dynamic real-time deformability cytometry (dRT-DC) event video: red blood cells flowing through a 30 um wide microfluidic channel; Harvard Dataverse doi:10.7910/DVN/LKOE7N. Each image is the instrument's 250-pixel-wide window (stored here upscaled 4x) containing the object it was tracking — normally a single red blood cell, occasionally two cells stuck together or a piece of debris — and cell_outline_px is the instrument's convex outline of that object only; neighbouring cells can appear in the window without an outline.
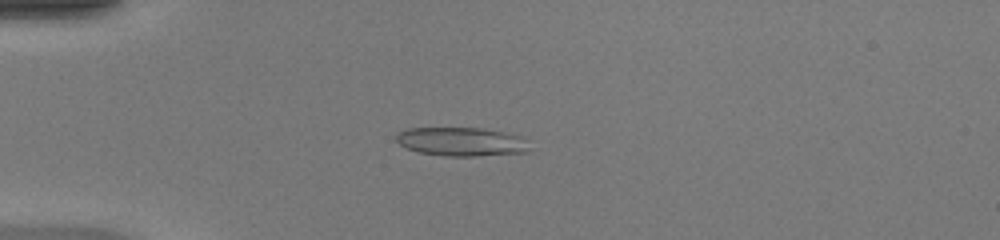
{"species": "common noctule bat (a hibernating species)", "species_latin": "Nyctalus noctula", "temperature_condition": "warm", "stored_images_in_passage": 48, "camera_frame_rate_fps": 3000, "um_per_image_px": 0.085, "animal": {"sex": "female", "body_mass_g": 20.0, "forearm_length_mm": 54.0}, "frame": {"image": 1, "passage_image": 13, "time_ms": 4.0, "image_size_px": [1000, 240], "cell_outline_px": [[528, 152], [472, 156], [444, 156], [416, 152], [400, 144], [396, 140], [396, 132], [408, 128], [480, 128], [524, 136]], "centroid_in_image_um": [39.17, 12.04], "position_along_channel_um": 45.8, "area_um2": 22.25}}
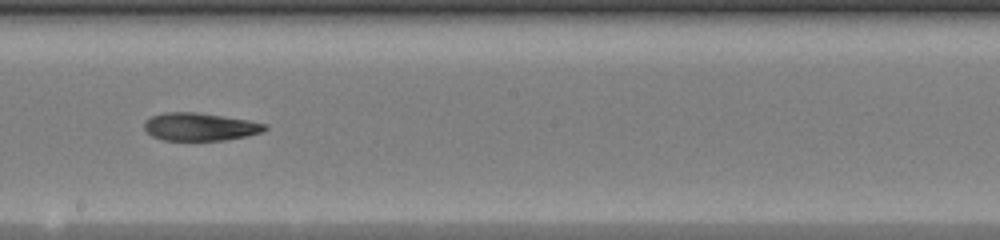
{"frame": {"image": 2, "passage_image": 28, "time_ms": 9.0, "image_size_px": [1000, 240], "cell_outline_px": [[268, 128], [260, 132], [244, 136], [224, 140], [164, 140], [152, 136], [144, 128], [144, 120], [152, 116], [164, 112], [196, 112], [224, 116], [248, 120], [268, 124]], "centroid_in_image_um": [16.97, 10.76], "position_along_channel_um": 231.2, "area_um2": 19.48}}
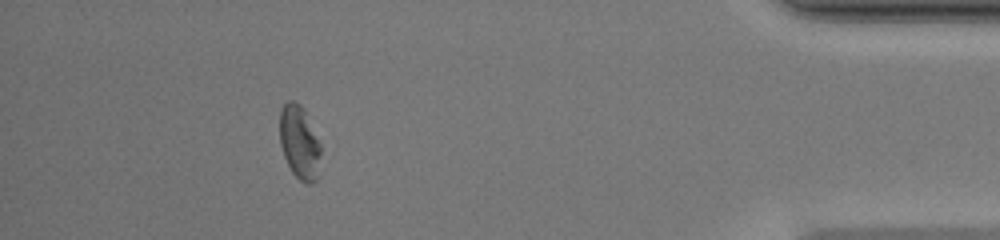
{"frame": {"image": 3, "passage_image": 44, "time_ms": 14.333, "image_size_px": [1000, 240], "cell_outline_px": [[324, 144], [316, 180], [312, 184], [304, 184], [292, 172], [284, 156], [280, 144], [280, 108], [288, 100], [292, 100], [300, 104], [304, 108]], "centroid_in_image_um": [25.51, 12.08], "position_along_channel_um": 409.7, "area_um2": 18.44}, "authors_computed_cell_mechanics": {"area_um2": 20.9236, "velocity_mm_per_s": 4.2512, "shape_relaxation_time_tau1_ms": 7.4747, "shape_relaxation_time_tau2_ms": 3.9694, "deformation_change_tau1": 0.1884, "deformation_change_tau2": 0.1054}}